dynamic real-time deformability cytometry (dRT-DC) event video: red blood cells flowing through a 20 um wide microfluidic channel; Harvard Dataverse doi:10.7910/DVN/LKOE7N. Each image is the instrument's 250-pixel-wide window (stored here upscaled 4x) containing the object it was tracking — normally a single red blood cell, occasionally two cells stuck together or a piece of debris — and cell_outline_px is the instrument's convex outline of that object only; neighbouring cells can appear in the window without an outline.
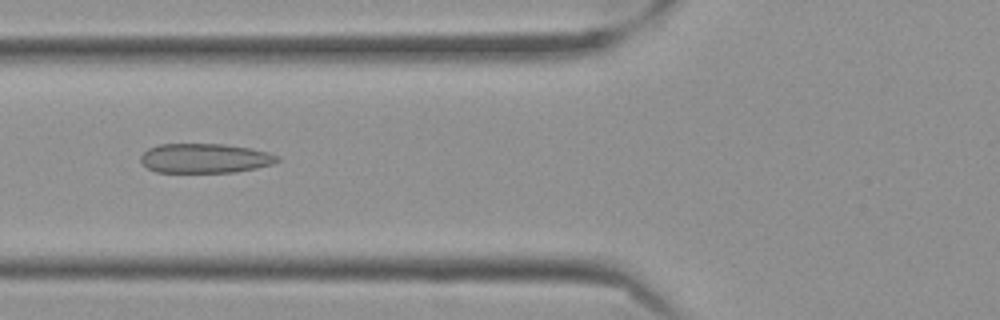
{"species": "Egyptian fruit bat (a non-hibernating species)", "species_latin": "Rousettus aegyptiacus", "temperature_condition": "cold", "stored_images_in_passage": 57, "camera_frame_rate_fps": 3000, "um_per_image_px": 0.085, "frame": {"image": 1, "passage_image": 22, "time_ms": 7.0, "image_size_px": [1000, 320], "cell_outline_px": [[280, 160], [272, 164], [256, 168], [236, 172], [156, 172], [148, 168], [140, 160], [140, 156], [148, 148], [160, 144], [224, 144], [252, 148], [268, 152], [280, 156]], "centroid_in_image_um": [17.44, 13.45], "position_along_channel_um": 108.4, "area_um2": 23.58}}
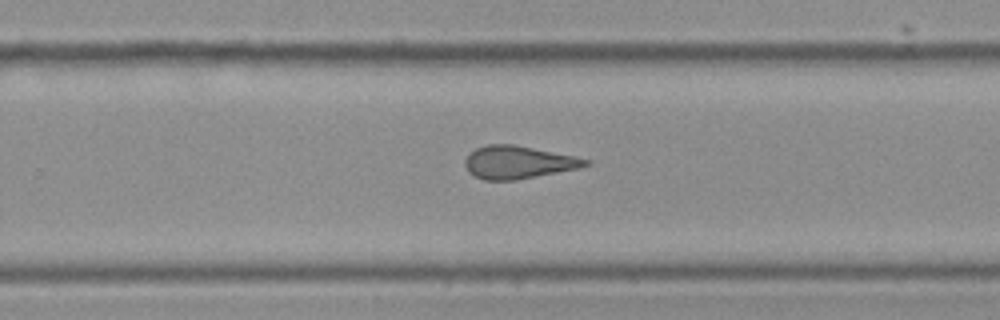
{"frame": {"image": 2, "passage_image": 37, "time_ms": 12.0, "image_size_px": [1000, 320], "cell_outline_px": [[592, 164], [580, 168], [516, 180], [484, 180], [468, 172], [464, 164], [464, 160], [476, 148], [488, 144], [512, 144], [576, 156], [592, 160]], "centroid_in_image_um": [44.09, 13.8], "position_along_channel_um": 285.7, "area_um2": 23.06}}
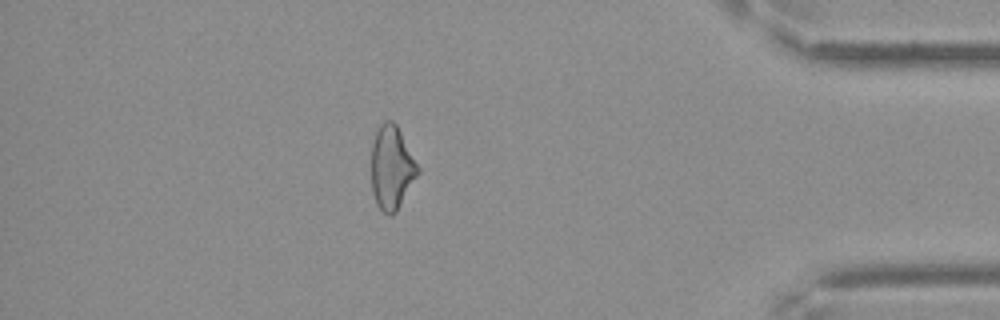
{"frame": {"image": 3, "passage_image": 50, "time_ms": 16.333, "image_size_px": [1000, 320], "cell_outline_px": [[420, 172], [396, 212], [392, 216], [388, 216], [380, 208], [372, 192], [372, 144], [376, 132], [380, 124], [384, 120], [392, 120], [396, 124], [420, 168]], "centroid_in_image_um": [33.3, 14.25], "position_along_channel_um": 401.9, "area_um2": 22.54}, "authors_computed_cell_mechanics": {"area_um2": 23.698, "velocity_mm_per_s": 3.5314, "shape_relaxation_time_tau1_ms": null, "shape_relaxation_time_tau2_ms": 2.44, "deformation_change_tau1": null, "deformation_change_tau2": 0.1219}}